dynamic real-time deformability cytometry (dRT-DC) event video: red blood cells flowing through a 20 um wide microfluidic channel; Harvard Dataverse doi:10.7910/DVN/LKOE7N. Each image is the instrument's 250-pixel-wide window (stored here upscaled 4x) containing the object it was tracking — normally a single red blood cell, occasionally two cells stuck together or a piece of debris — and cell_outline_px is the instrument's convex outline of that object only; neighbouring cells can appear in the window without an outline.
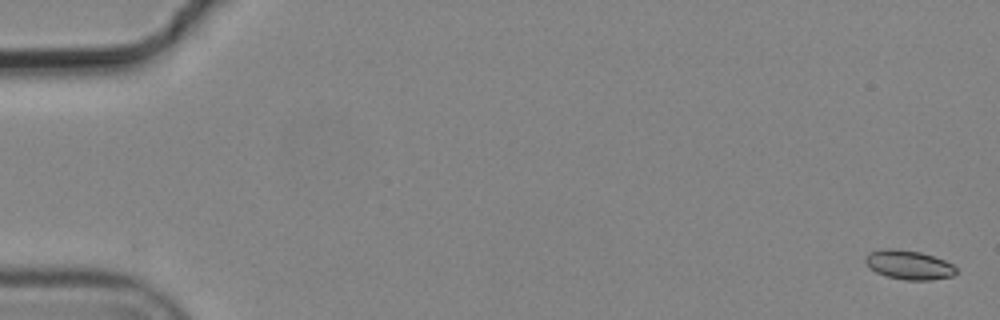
{"species": "common noctule bat (a hibernating species)", "species_latin": "Nyctalus noctula", "temperature_condition": "cold", "stored_images_in_passage": 3, "camera_frame_rate_fps": 3000, "um_per_image_px": 0.085, "animal": {"sex": "male", "body_mass_g": 19.2, "forearm_length_mm": 51.8}, "frame": {"image": 1, "passage_image": 3, "time_ms": 0.667, "image_size_px": [1000, 320], "cell_outline_px": [[956, 272], [952, 276], [928, 280], [904, 280], [888, 276], [876, 272], [868, 268], [864, 260], [864, 256], [868, 252], [884, 248], [888, 248], [920, 252], [944, 260], [952, 264], [956, 268]], "centroid_in_image_um": [77.19, 22.51], "position_along_channel_um": 7.8, "area_um2": 15.37}}